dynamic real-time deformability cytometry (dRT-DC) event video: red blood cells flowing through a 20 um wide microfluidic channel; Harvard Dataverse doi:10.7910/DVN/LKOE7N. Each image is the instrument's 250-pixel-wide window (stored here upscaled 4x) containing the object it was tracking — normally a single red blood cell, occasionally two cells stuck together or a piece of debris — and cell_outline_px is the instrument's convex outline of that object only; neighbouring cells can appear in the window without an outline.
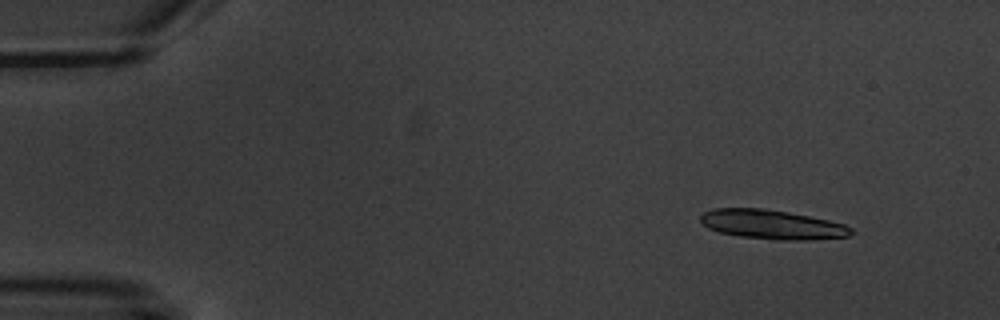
{"species": "common noctule bat (a hibernating species)", "species_latin": "Nyctalus noctula", "temperature_condition": "warm", "stored_images_in_passage": 5, "segment_of_instrument_passage": [1, 2], "camera_frame_rate_fps": 3000, "um_per_image_px": 0.085, "animal": {"sex": "male", "body_mass_g": 20.1, "forearm_length_mm": 53.5}, "frame": {"image": 1, "passage_image": 1, "time_ms": 0.0, "image_size_px": [1000, 320], "cell_outline_px": [[856, 232], [848, 236], [808, 240], [776, 240], [740, 236], [720, 232], [708, 228], [700, 220], [700, 216], [704, 212], [712, 208], [764, 208], [788, 212], [828, 220], [844, 224], [852, 228]], "centroid_in_image_um": [65.63, 19.08], "position_along_channel_um": 19.4, "area_um2": 25.72}}